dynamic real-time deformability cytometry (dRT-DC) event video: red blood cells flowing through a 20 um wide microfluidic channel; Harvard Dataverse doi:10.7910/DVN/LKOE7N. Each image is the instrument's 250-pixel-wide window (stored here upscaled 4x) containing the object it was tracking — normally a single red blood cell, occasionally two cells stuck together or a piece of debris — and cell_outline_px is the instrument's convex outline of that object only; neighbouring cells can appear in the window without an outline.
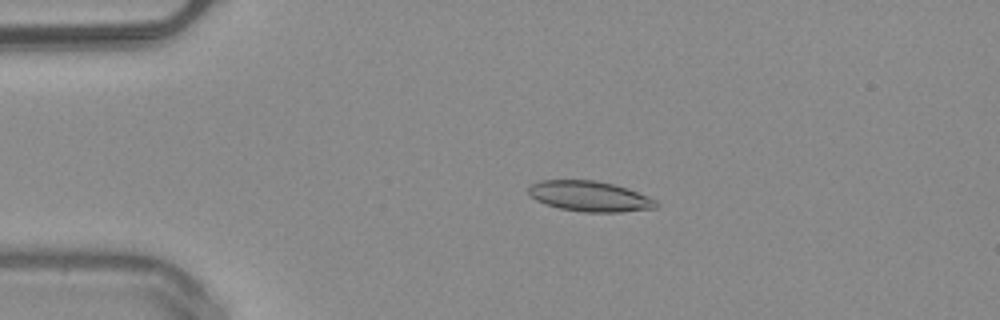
{"species": "common noctule bat (a hibernating species)", "species_latin": "Nyctalus noctula", "temperature_condition": "warm", "stored_images_in_passage": 47, "camera_frame_rate_fps": 3000, "um_per_image_px": 0.085, "animal": {"sex": "male", "body_mass_g": 20.4}, "frame": {"image": 1, "passage_image": 8, "time_ms": 2.333, "image_size_px": [1000, 320], "cell_outline_px": [[660, 204], [656, 208], [620, 212], [584, 212], [560, 208], [544, 204], [536, 200], [528, 192], [528, 188], [532, 184], [540, 180], [596, 180], [628, 188], [648, 196], [656, 200]], "centroid_in_image_um": [50.14, 16.68], "position_along_channel_um": 34.9, "area_um2": 22.66}}
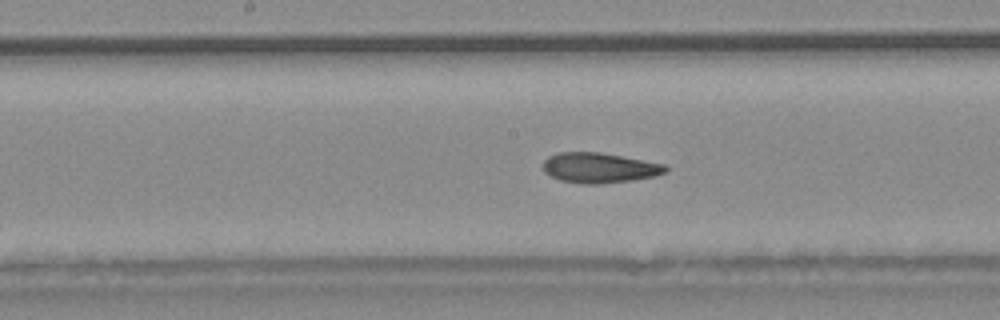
{"frame": {"image": 2, "passage_image": 23, "time_ms": 7.333, "image_size_px": [1000, 320], "cell_outline_px": [[668, 172], [656, 176], [632, 180], [600, 184], [584, 184], [560, 180], [544, 172], [544, 160], [548, 156], [560, 152], [600, 152], [668, 164]], "centroid_in_image_um": [51.01, 14.26], "position_along_channel_um": 197.2, "area_um2": 21.73}}
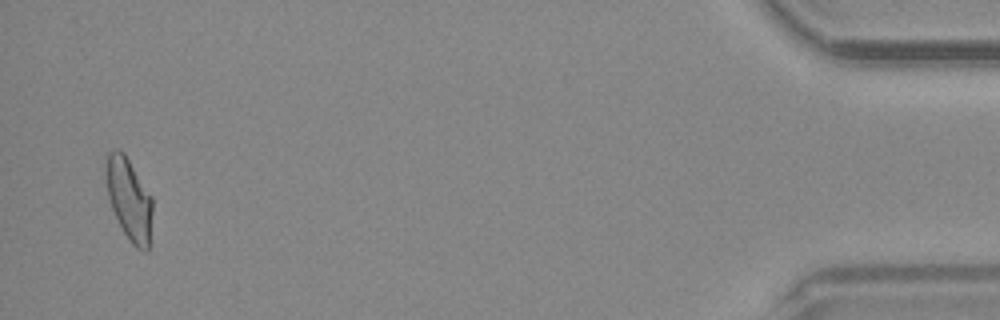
{"frame": {"image": 3, "passage_image": 46, "time_ms": 15.0, "image_size_px": [1000, 320], "cell_outline_px": [[152, 212], [148, 252], [144, 252], [136, 248], [132, 244], [124, 232], [112, 208], [108, 196], [104, 172], [104, 156], [108, 152], [116, 148], [120, 148], [124, 152], [152, 196]], "centroid_in_image_um": [10.95, 16.86], "position_along_channel_um": 424.3, "area_um2": 22.6}, "authors_computed_cell_mechanics": {"area_um2": 21.964, "velocity_mm_per_s": 4.0715, "shape_relaxation_time_tau1_ms": 9.7902, "shape_relaxation_time_tau2_ms": 2.4941, "deformation_change_tau1": 0.192, "deformation_change_tau2": 0.0958}}